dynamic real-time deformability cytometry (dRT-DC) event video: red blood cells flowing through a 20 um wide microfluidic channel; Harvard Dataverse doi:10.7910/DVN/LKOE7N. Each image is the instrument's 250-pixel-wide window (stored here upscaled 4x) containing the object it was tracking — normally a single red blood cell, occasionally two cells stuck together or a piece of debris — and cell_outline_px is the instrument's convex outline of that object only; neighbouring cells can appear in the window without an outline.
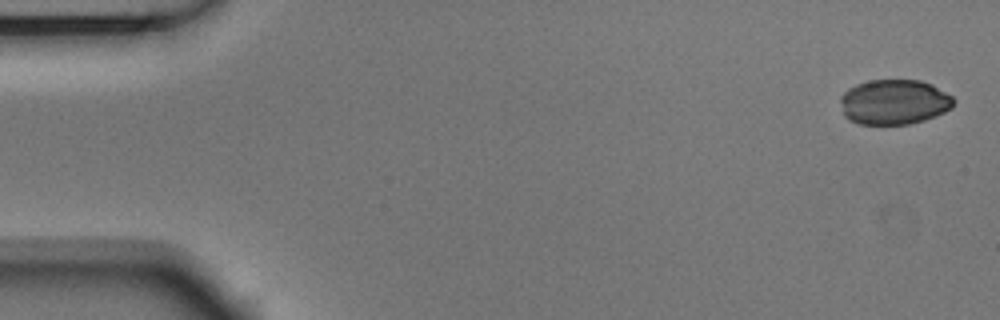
{"species": "Egyptian fruit bat (a non-hibernating species)", "species_latin": "Rousettus aegyptiacus", "temperature_condition": "room temperature", "stored_images_in_passage": 4, "camera_frame_rate_fps": 3000, "um_per_image_px": 0.085, "animal": {"sex": "male"}, "frame": {"image": 1, "passage_image": 1, "time_ms": 0.0, "image_size_px": [1000, 320], "cell_outline_px": [[956, 100], [952, 108], [936, 116], [924, 120], [908, 124], [860, 124], [848, 120], [844, 116], [840, 100], [840, 96], [848, 88], [856, 84], [868, 80], [920, 80], [932, 84], [952, 96]], "centroid_in_image_um": [76.0, 8.67], "position_along_channel_um": 9.0, "area_um2": 30.0}}
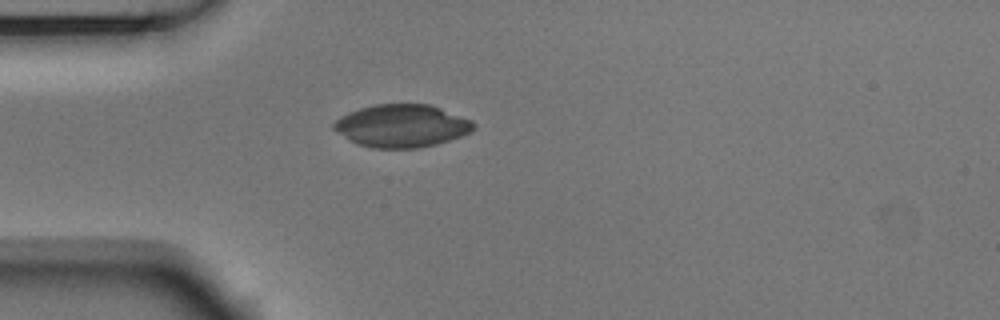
{"frame": {"image": 2, "passage_image": 4, "time_ms": 1.0, "image_size_px": [1000, 320], "cell_outline_px": [[476, 128], [460, 136], [436, 144], [416, 148], [372, 148], [356, 144], [348, 140], [332, 128], [332, 124], [340, 116], [348, 112], [360, 108], [376, 104], [428, 104], [440, 108], [472, 120], [476, 124]], "centroid_in_image_um": [34.11, 10.7], "position_along_channel_um": 50.9, "area_um2": 34.8}}